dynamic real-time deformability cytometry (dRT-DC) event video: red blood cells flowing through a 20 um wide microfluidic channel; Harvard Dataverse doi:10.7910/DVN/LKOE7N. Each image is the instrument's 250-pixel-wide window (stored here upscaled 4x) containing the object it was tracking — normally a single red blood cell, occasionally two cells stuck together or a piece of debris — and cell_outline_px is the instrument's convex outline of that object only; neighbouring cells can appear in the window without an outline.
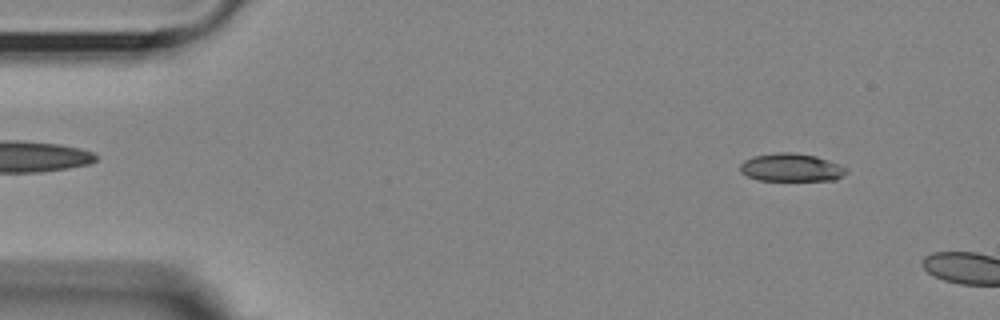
{"species": "Egyptian fruit bat (a non-hibernating species)", "species_latin": "Rousettus aegyptiacus", "temperature_condition": "room temperature", "stored_images_in_passage": 6, "camera_frame_rate_fps": 3000, "um_per_image_px": 0.085, "animal": {"sex": "female"}, "frame": {"image": 1, "passage_image": 3, "time_ms": 0.667, "image_size_px": [1000, 320], "cell_outline_px": [[848, 172], [836, 180], [756, 180], [740, 172], [740, 164], [744, 160], [752, 156], [776, 152], [788, 152], [816, 156], [828, 160], [848, 168]], "centroid_in_image_um": [67.25, 14.24], "position_along_channel_um": 17.8, "area_um2": 17.4}}